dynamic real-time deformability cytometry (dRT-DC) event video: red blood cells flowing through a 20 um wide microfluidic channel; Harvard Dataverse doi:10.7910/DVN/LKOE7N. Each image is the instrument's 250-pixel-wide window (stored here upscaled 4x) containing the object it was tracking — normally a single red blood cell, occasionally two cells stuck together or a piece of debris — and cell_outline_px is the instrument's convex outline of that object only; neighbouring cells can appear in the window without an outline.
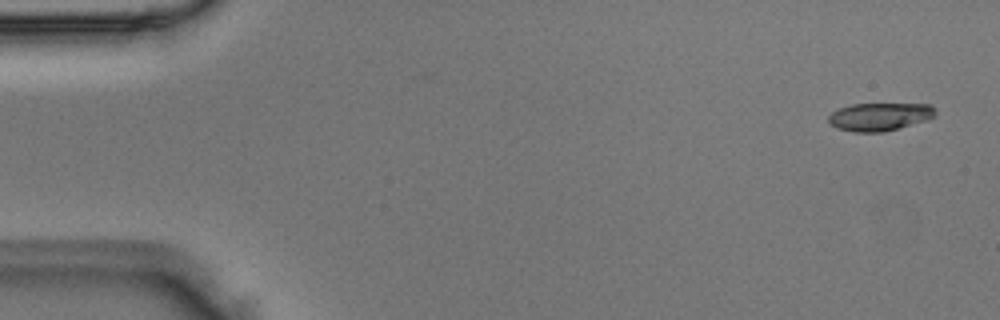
{"species": "Egyptian fruit bat (a non-hibernating species)", "species_latin": "Rousettus aegyptiacus", "temperature_condition": "room temperature", "stored_images_in_passage": 6, "camera_frame_rate_fps": 3000, "um_per_image_px": 0.085, "animal": {"sex": "male"}, "frame": {"image": 1, "passage_image": 1, "time_ms": 0.0, "image_size_px": [1000, 320], "cell_outline_px": [[936, 116], [928, 120], [884, 132], [852, 132], [836, 128], [828, 124], [828, 116], [836, 108], [852, 104], [932, 104], [936, 112]], "centroid_in_image_um": [74.75, 9.92], "position_along_channel_um": 10.3, "area_um2": 17.74}}
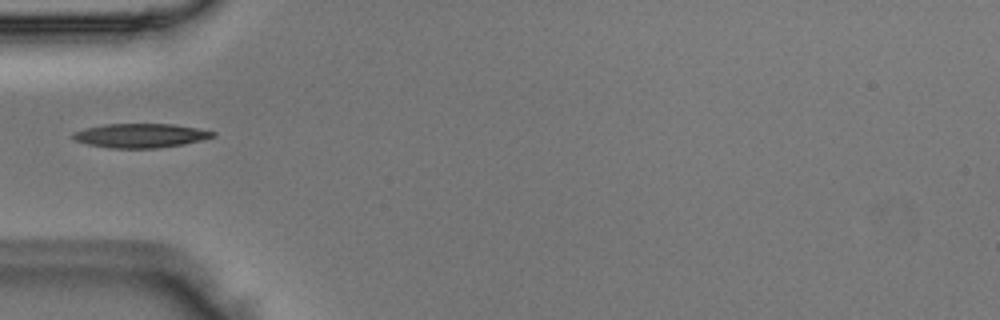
{"frame": {"image": 2, "passage_image": 5, "time_ms": 1.333, "image_size_px": [1000, 320], "cell_outline_px": [[216, 136], [184, 144], [160, 148], [108, 148], [88, 144], [76, 140], [72, 136], [72, 132], [84, 128], [104, 124], [172, 124], [196, 128], [216, 132]], "centroid_in_image_um": [11.93, 11.52], "position_along_channel_um": 73.1, "area_um2": 19.65}}
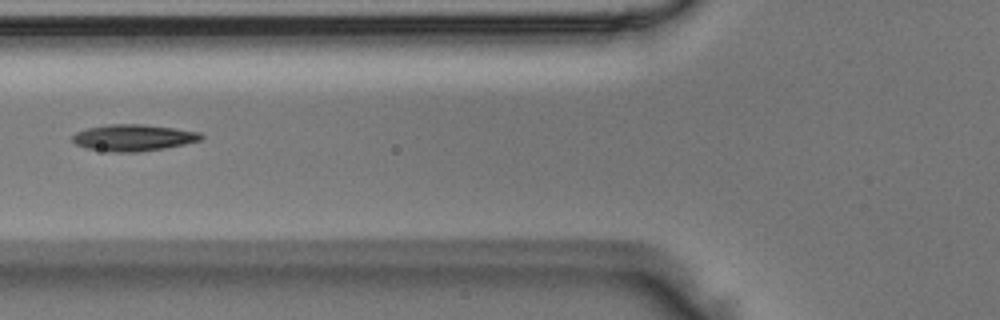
{"frame": {"image": 3, "passage_image": 6, "time_ms": 1.667, "image_size_px": [1000, 320], "cell_outline_px": [[204, 136], [200, 140], [184, 144], [164, 148], [136, 152], [108, 152], [88, 148], [76, 144], [72, 140], [72, 136], [76, 132], [88, 128], [108, 124], [144, 124], [176, 128], [200, 132]], "centroid_in_image_um": [11.34, 11.7], "position_along_channel_um": 114.5, "area_um2": 19.88}}